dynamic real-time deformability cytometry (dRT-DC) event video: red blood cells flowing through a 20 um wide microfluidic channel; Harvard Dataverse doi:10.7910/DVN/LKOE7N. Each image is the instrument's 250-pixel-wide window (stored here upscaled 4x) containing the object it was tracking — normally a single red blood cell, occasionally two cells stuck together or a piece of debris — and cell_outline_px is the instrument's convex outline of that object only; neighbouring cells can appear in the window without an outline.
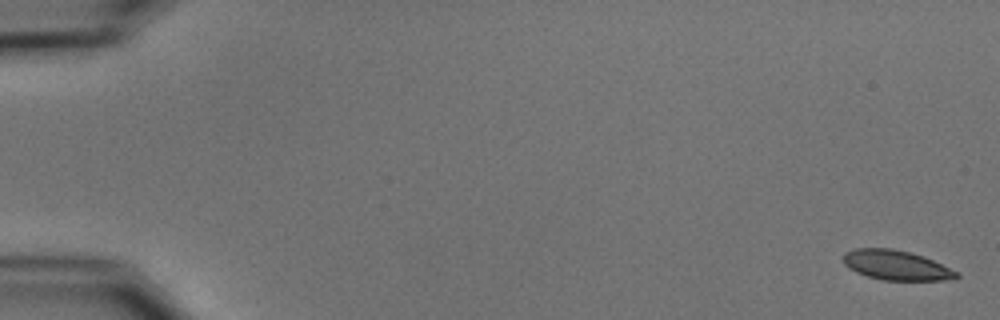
{"species": "common noctule bat (a hibernating species)", "species_latin": "Nyctalus noctula", "temperature_condition": "cold", "stored_images_in_passage": 6, "camera_frame_rate_fps": 3000, "um_per_image_px": 0.085, "animal": {"sex": "male", "body_mass_g": 15.6}, "frame": {"image": 1, "passage_image": 1, "time_ms": 0.0, "image_size_px": [1000, 320], "cell_outline_px": [[960, 276], [944, 280], [880, 280], [856, 272], [848, 268], [844, 264], [844, 252], [856, 248], [892, 248], [924, 256], [960, 272]], "centroid_in_image_um": [76.18, 22.54], "position_along_channel_um": 8.8, "area_um2": 19.65}}
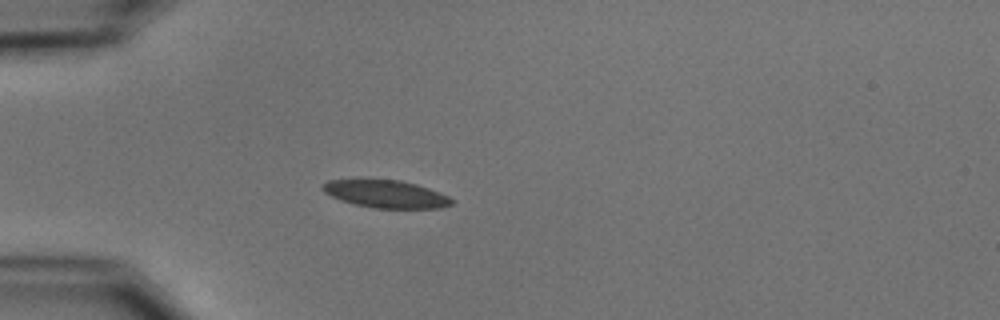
{"frame": {"image": 2, "passage_image": 5, "time_ms": 5.0, "image_size_px": [1000, 320], "cell_outline_px": [[456, 200], [452, 204], [440, 208], [372, 208], [340, 200], [324, 192], [320, 188], [328, 180], [400, 180], [416, 184], [440, 192]], "centroid_in_image_um": [32.84, 16.5], "position_along_channel_um": 52.2, "area_um2": 20.63}}